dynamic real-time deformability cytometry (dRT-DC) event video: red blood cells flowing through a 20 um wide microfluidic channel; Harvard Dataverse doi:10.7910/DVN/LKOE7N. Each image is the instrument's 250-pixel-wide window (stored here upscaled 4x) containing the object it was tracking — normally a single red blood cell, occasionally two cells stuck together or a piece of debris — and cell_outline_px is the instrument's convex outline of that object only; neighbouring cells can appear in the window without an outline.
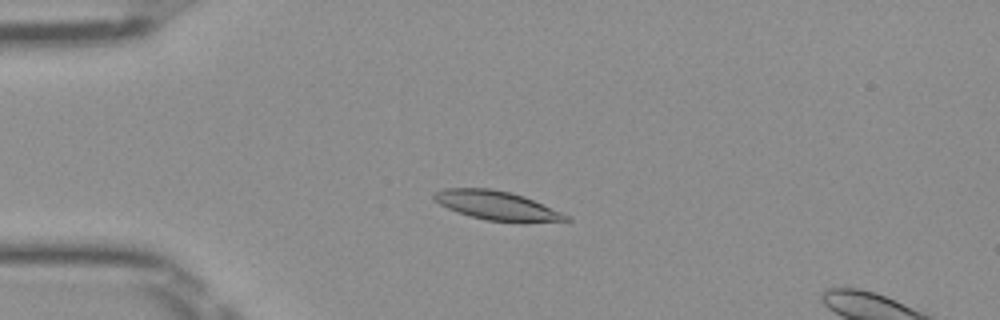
{"species": "Egyptian fruit bat (a non-hibernating species)", "species_latin": "Rousettus aegyptiacus", "temperature_condition": "room temperature", "stored_images_in_passage": 51, "camera_frame_rate_fps": 3000, "um_per_image_px": 0.085, "frame": {"image": 1, "passage_image": 13, "time_ms": 4.0, "image_size_px": [1000, 320], "cell_outline_px": [[572, 220], [524, 224], [488, 220], [456, 212], [440, 204], [432, 196], [432, 192], [444, 188], [492, 188], [512, 192], [524, 196], [560, 212], [568, 216]], "centroid_in_image_um": [42.25, 17.48], "position_along_channel_um": 42.8, "area_um2": 22.6}}
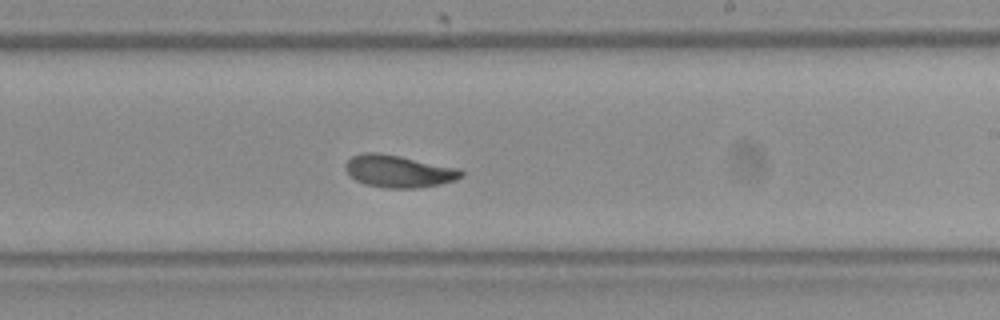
{"frame": {"image": 2, "passage_image": 31, "time_ms": 10.0, "image_size_px": [1000, 320], "cell_outline_px": [[464, 176], [456, 180], [440, 184], [416, 188], [384, 188], [364, 184], [356, 180], [344, 168], [344, 164], [352, 156], [364, 152], [380, 152], [460, 168], [464, 172]], "centroid_in_image_um": [33.9, 14.55], "position_along_channel_um": 255.1, "area_um2": 21.96}}
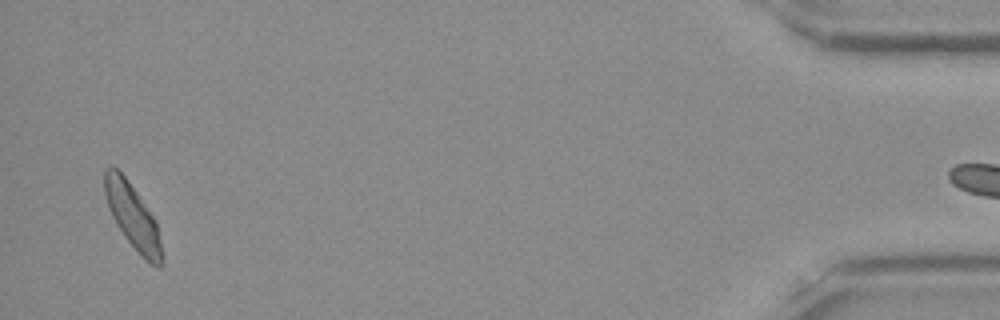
{"frame": {"image": 3, "passage_image": 50, "time_ms": 16.333, "image_size_px": [1000, 320], "cell_outline_px": [[164, 264], [160, 268], [156, 268], [124, 236], [116, 224], [112, 216], [104, 192], [104, 168], [112, 164], [124, 176], [136, 192], [156, 220], [164, 256]], "centroid_in_image_um": [11.29, 18.39], "position_along_channel_um": 423.9, "area_um2": 21.33}}